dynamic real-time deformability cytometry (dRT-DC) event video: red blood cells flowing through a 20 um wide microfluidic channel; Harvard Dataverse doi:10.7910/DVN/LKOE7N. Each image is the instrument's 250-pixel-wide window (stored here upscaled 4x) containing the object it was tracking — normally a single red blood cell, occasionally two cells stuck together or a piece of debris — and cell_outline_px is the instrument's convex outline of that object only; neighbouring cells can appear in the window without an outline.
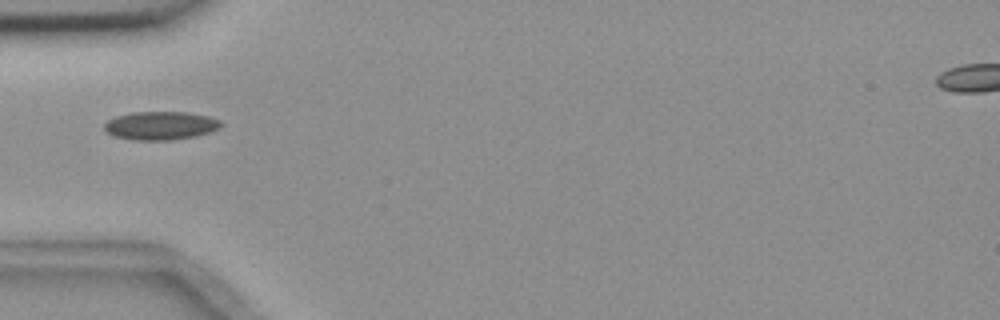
{"species": "common noctule bat (a hibernating species)", "species_latin": "Nyctalus noctula", "temperature_condition": "room temperature", "stored_images_in_passage": 3, "camera_frame_rate_fps": 3000, "um_per_image_px": 0.085, "animal": {"sex": "female", "body_mass_g": 18.4}, "frame": {"image": 1, "passage_image": 3, "time_ms": 2.333, "image_size_px": [1000, 320], "cell_outline_px": [[224, 124], [220, 128], [212, 132], [196, 136], [172, 140], [136, 140], [116, 136], [108, 132], [104, 128], [104, 124], [108, 120], [116, 116], [132, 112], [188, 112], [208, 116], [220, 120]], "centroid_in_image_um": [13.71, 10.67], "position_along_channel_um": 71.3, "area_um2": 19.36}}